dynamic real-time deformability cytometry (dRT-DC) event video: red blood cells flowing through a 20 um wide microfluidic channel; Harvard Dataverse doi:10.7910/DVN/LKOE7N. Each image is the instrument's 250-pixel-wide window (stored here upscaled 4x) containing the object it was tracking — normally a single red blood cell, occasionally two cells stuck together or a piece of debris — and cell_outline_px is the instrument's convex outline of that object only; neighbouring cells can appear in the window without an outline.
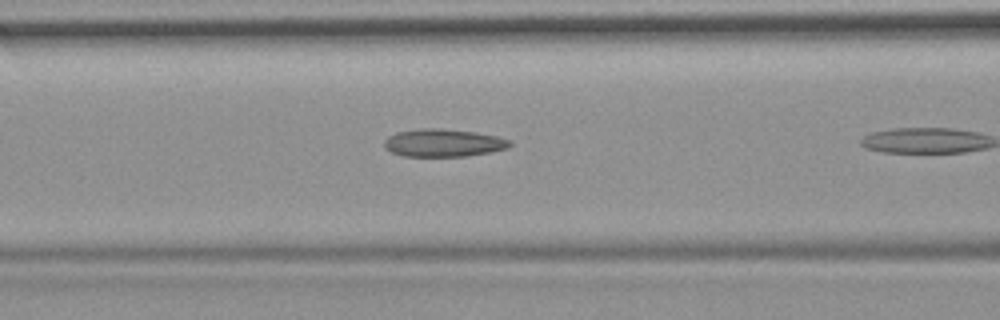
{"species": "common noctule bat (a hibernating species)", "species_latin": "Nyctalus noctula", "temperature_condition": "room temperature", "stored_images_in_passage": 13, "camera_frame_rate_fps": 3000, "um_per_image_px": 0.085, "animal": {"sex": "female", "body_mass_g": 19.9}, "frame": {"image": 1, "passage_image": 8, "time_ms": 2.333, "image_size_px": [1000, 320], "cell_outline_px": [[512, 144], [508, 148], [492, 152], [468, 156], [404, 156], [392, 152], [384, 148], [384, 140], [388, 136], [396, 132], [420, 128], [440, 128], [472, 132], [496, 136], [512, 140]], "centroid_in_image_um": [37.69, 12.14], "position_along_channel_um": 128.9, "area_um2": 20.4}}
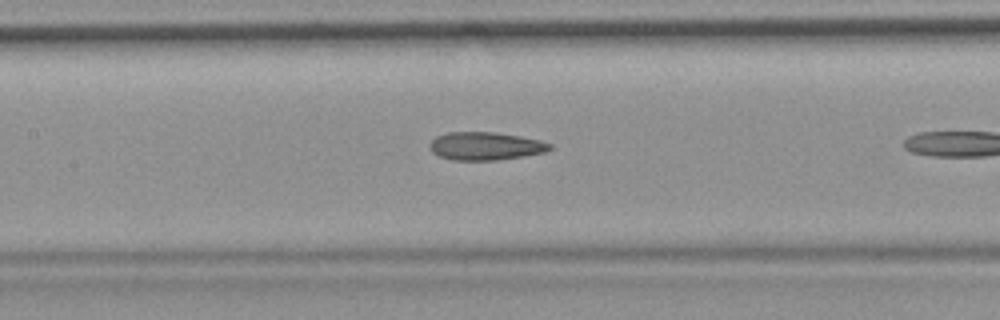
{"frame": {"image": 2, "passage_image": 11, "time_ms": 3.333, "image_size_px": [1000, 320], "cell_outline_px": [[552, 148], [544, 152], [524, 156], [496, 160], [452, 160], [440, 156], [432, 152], [428, 144], [436, 136], [448, 132], [492, 132], [520, 136], [540, 140], [552, 144]], "centroid_in_image_um": [41.25, 12.41], "position_along_channel_um": 166.1, "area_um2": 19.59}}